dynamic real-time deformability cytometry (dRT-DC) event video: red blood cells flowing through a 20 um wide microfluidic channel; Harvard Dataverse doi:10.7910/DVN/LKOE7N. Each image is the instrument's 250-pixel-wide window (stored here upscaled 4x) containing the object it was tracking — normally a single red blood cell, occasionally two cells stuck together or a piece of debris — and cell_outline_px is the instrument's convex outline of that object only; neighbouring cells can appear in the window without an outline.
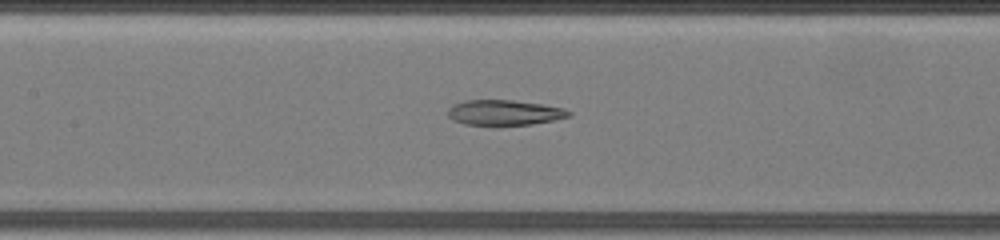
{"species": "common noctule bat (a hibernating species)", "species_latin": "Nyctalus noctula", "temperature_condition": "warm", "stored_images_in_passage": 64, "segment_of_instrument_passage": [2, 2], "camera_frame_rate_fps": 3000, "um_per_image_px": 0.085, "animal": {"sex": "female", "body_mass_g": 19.5, "forearm_length_mm": 54.1}, "frame": {"image": 1, "passage_image": 35, "time_ms": 11.333, "image_size_px": [1000, 240], "cell_outline_px": [[572, 116], [532, 124], [496, 128], [464, 124], [452, 120], [448, 116], [448, 108], [452, 104], [464, 100], [512, 100], [544, 104], [564, 108], [572, 112]], "centroid_in_image_um": [42.84, 9.61], "position_along_channel_um": 164.6, "area_um2": 18.73}}
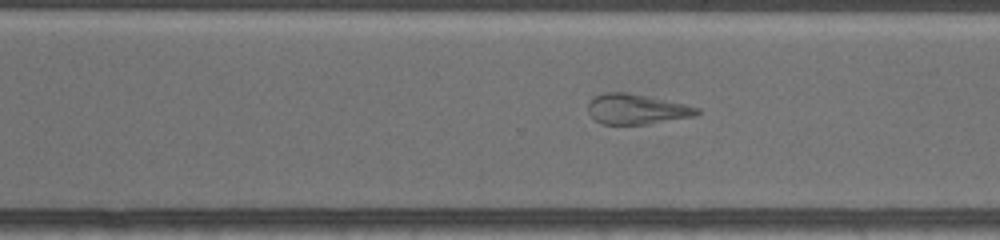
{"frame": {"image": 2, "passage_image": 48, "time_ms": 15.667, "image_size_px": [1000, 240], "cell_outline_px": [[700, 112], [692, 116], [648, 124], [600, 124], [588, 112], [588, 100], [592, 96], [604, 92], [628, 92], [648, 96], [684, 104], [700, 108]], "centroid_in_image_um": [54.04, 9.26], "position_along_channel_um": 316.6, "area_um2": 19.19}}
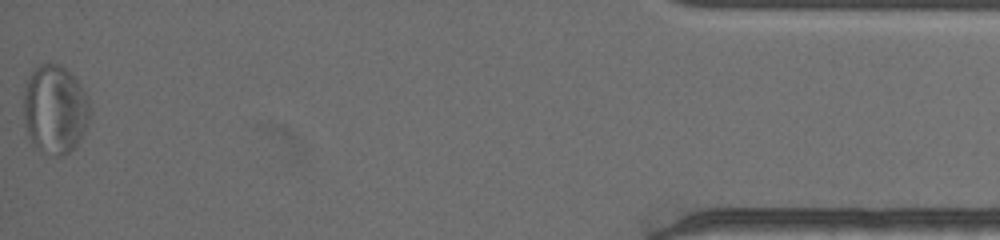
{"frame": {"image": 3, "passage_image": 64, "time_ms": 21.0, "image_size_px": [1000, 240], "cell_outline_px": [[88, 120], [84, 132], [76, 148], [60, 156], [56, 156], [32, 148], [24, 124], [24, 84], [32, 72], [40, 64], [60, 64], [80, 84], [88, 96]], "centroid_in_image_um": [4.63, 9.34], "position_along_channel_um": 430.6, "area_um2": 34.45}}